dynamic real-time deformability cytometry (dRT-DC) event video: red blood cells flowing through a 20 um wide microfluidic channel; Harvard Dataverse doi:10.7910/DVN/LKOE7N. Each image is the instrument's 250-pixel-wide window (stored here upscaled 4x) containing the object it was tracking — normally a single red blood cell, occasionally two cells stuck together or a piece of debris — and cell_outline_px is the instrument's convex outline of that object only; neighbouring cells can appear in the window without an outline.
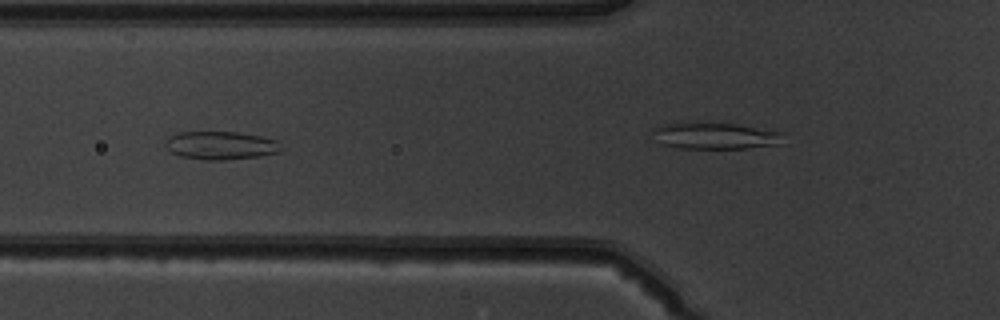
{"species": "common noctule bat (a hibernating species)", "species_latin": "Nyctalus noctula", "temperature_condition": "warm", "stored_images_in_passage": 26, "camera_frame_rate_fps": 3000, "um_per_image_px": 0.085, "animal": {"sex": "male", "body_mass_g": 19.5, "forearm_length_mm": 54.6}, "frame": {"image": 1, "passage_image": 5, "time_ms": 1.333, "image_size_px": [1000, 320], "cell_outline_px": [[284, 148], [280, 152], [260, 156], [228, 160], [204, 160], [180, 156], [172, 152], [164, 144], [168, 136], [180, 132], [236, 132], [260, 136], [276, 140]], "centroid_in_image_um": [18.78, 12.37], "position_along_channel_um": 107.0, "area_um2": 19.13}}